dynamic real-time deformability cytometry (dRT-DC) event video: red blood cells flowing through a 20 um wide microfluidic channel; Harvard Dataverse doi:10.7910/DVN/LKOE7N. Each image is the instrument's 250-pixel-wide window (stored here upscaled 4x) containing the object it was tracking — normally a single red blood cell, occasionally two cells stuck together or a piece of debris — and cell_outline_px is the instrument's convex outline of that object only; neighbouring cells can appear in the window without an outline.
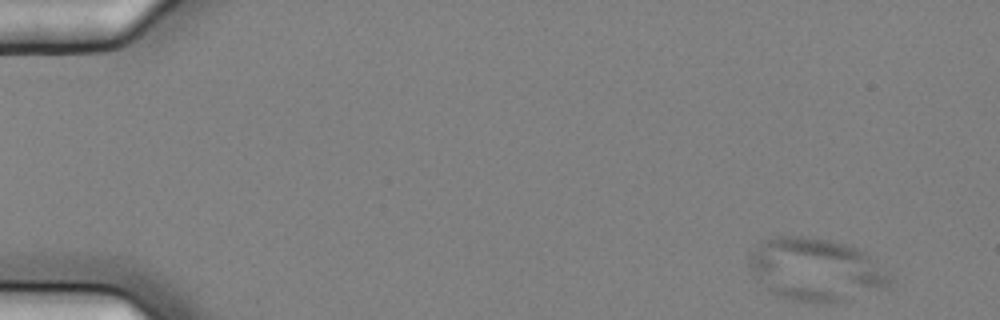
{"species": "common noctule bat (a hibernating species)", "species_latin": "Nyctalus noctula", "temperature_condition": "cold", "stored_images_in_passage": 7, "camera_frame_rate_fps": 3000, "um_per_image_px": 0.085, "animal": {"sex": "female", "body_mass_g": 25.1}, "frame": {"image": 1, "passage_image": 1, "time_ms": 0.0, "image_size_px": [1000, 320], "cell_outline_px": [[892, 280], [884, 288], [844, 300], [828, 304], [816, 304], [792, 300], [768, 292], [752, 276], [748, 264], [748, 260], [752, 252], [760, 240], [772, 236], [804, 236], [832, 240], [856, 248], [864, 252], [892, 276]], "centroid_in_image_um": [69.26, 22.92], "position_along_channel_um": 15.7, "area_um2": 51.85}}
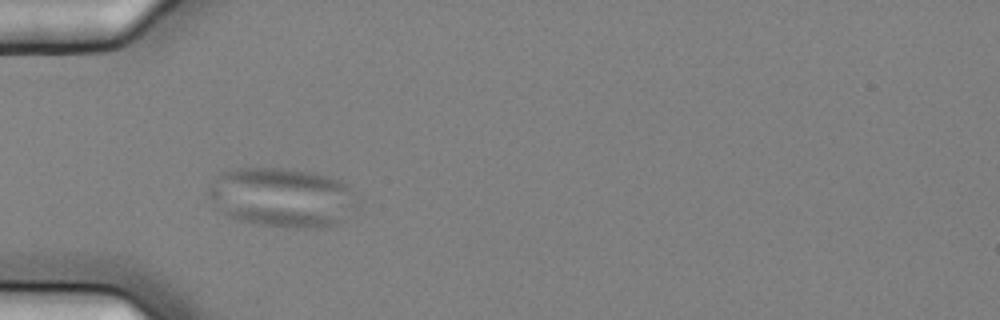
{"frame": {"image": 2, "passage_image": 5, "time_ms": 1.333, "image_size_px": [1000, 320], "cell_outline_px": [[356, 208], [340, 224], [320, 228], [280, 228], [256, 224], [240, 220], [228, 216], [208, 196], [208, 184], [220, 172], [236, 168], [280, 168], [316, 172], [340, 180], [352, 188], [356, 196]], "centroid_in_image_um": [24.01, 16.79], "position_along_channel_um": 61.0, "area_um2": 52.31}}
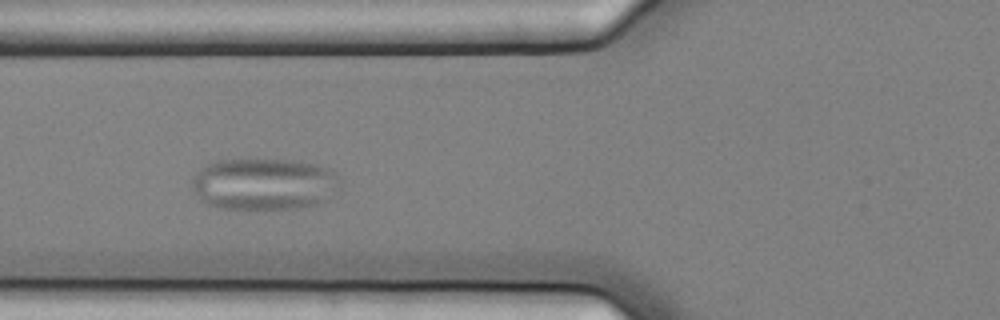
{"frame": {"image": 3, "passage_image": 6, "time_ms": 1.667, "image_size_px": [1000, 320], "cell_outline_px": [[340, 188], [328, 200], [316, 204], [300, 208], [216, 208], [200, 200], [192, 188], [192, 176], [196, 172], [208, 164], [216, 160], [300, 160], [320, 164], [336, 172], [340, 180]], "centroid_in_image_um": [22.49, 15.63], "position_along_channel_um": 103.3, "area_um2": 45.2}}